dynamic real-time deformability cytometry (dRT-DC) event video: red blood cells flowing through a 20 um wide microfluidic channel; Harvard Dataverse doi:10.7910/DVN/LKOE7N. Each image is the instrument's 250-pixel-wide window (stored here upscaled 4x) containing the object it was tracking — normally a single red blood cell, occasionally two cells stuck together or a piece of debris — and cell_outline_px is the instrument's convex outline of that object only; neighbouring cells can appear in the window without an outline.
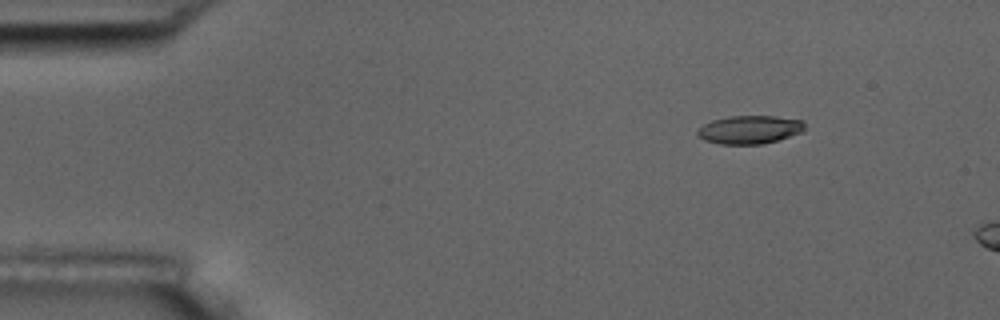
{"species": "common noctule bat (a hibernating species)", "species_latin": "Nyctalus noctula", "temperature_condition": "room temperature", "stored_images_in_passage": 5, "camera_frame_rate_fps": 3000, "um_per_image_px": 0.085, "animal": {"sex": "male", "body_mass_g": 17.5, "forearm_length_mm": 52.3}, "frame": {"image": 1, "passage_image": 3, "time_ms": 2.333, "image_size_px": [1000, 320], "cell_outline_px": [[804, 132], [764, 144], [720, 144], [704, 140], [696, 132], [704, 124], [712, 120], [728, 116], [776, 116], [804, 120]], "centroid_in_image_um": [63.76, 11.01], "position_along_channel_um": 21.2, "area_um2": 17.74}}